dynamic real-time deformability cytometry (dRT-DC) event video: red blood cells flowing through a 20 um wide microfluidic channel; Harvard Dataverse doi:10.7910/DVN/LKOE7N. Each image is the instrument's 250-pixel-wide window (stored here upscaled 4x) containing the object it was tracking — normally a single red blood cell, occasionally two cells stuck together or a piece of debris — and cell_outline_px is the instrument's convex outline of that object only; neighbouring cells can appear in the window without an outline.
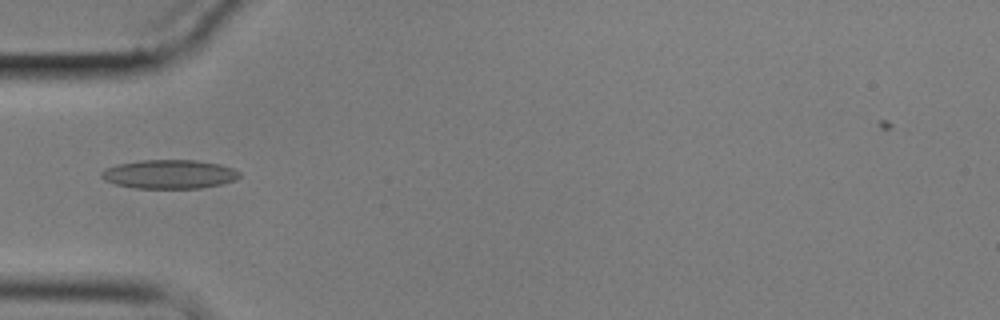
{"species": "common noctule bat (a hibernating species)", "species_latin": "Nyctalus noctula", "temperature_condition": "cold", "stored_images_in_passage": 6, "camera_frame_rate_fps": 3000, "um_per_image_px": 0.085, "animal": {"sex": "male", "body_mass_g": 17.9}, "frame": {"image": 1, "passage_image": 5, "time_ms": 5.0, "image_size_px": [1000, 320], "cell_outline_px": [[240, 176], [236, 180], [220, 184], [200, 188], [136, 188], [116, 184], [104, 180], [100, 176], [100, 172], [104, 168], [116, 164], [144, 160], [196, 160], [220, 164], [232, 168], [240, 172]], "centroid_in_image_um": [14.37, 14.8], "position_along_channel_um": 70.6, "area_um2": 23.29}}
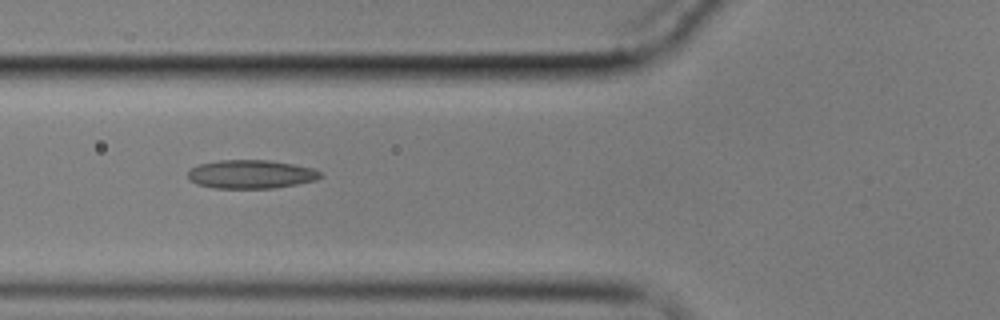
{"frame": {"image": 2, "passage_image": 6, "time_ms": 6.0, "image_size_px": [1000, 320], "cell_outline_px": [[324, 176], [316, 180], [276, 188], [212, 188], [196, 184], [188, 180], [188, 172], [192, 168], [200, 164], [220, 160], [268, 160], [292, 164], [312, 168], [320, 172]], "centroid_in_image_um": [21.32, 14.82], "position_along_channel_um": 104.5, "area_um2": 22.08}}